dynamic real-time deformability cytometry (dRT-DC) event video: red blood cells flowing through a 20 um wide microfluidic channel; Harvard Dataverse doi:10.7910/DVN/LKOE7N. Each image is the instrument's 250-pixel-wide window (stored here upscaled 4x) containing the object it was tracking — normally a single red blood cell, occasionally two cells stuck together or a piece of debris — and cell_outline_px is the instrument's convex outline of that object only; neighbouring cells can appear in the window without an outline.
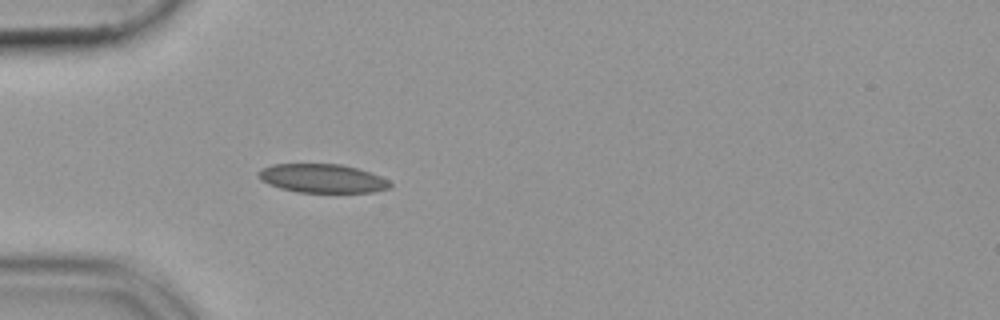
{"species": "common noctule bat (a hibernating species)", "species_latin": "Nyctalus noctula", "temperature_condition": "cold", "stored_images_in_passage": 53, "camera_frame_rate_fps": 3000, "um_per_image_px": 0.085, "animal": {"sex": "female", "body_mass_g": 19.9}, "frame": {"image": 1, "passage_image": 16, "time_ms": 5.0, "image_size_px": [1000, 320], "cell_outline_px": [[392, 188], [372, 192], [296, 192], [280, 188], [268, 184], [260, 180], [256, 176], [256, 172], [272, 164], [340, 164], [356, 168], [380, 176], [388, 180], [392, 184]], "centroid_in_image_um": [27.37, 15.17], "position_along_channel_um": 57.6, "area_um2": 22.08}}
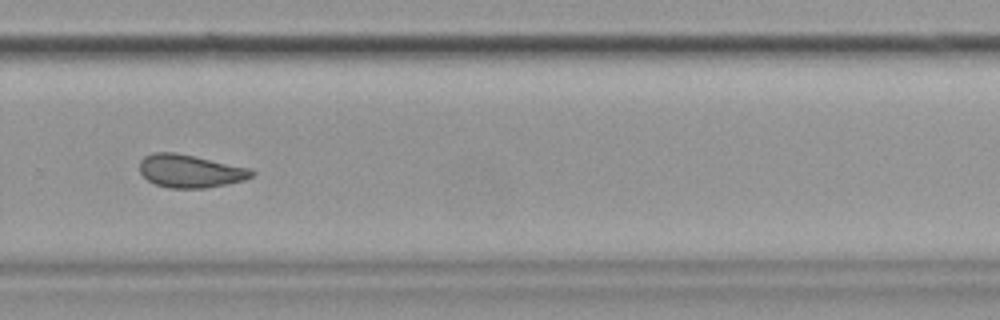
{"frame": {"image": 2, "passage_image": 37, "time_ms": 12.0, "image_size_px": [1000, 320], "cell_outline_px": [[256, 172], [252, 176], [244, 180], [228, 184], [208, 188], [168, 188], [156, 184], [148, 180], [140, 172], [140, 160], [144, 156], [152, 152], [176, 152], [248, 168]], "centroid_in_image_um": [16.14, 14.54], "position_along_channel_um": 313.7, "area_um2": 21.5}}
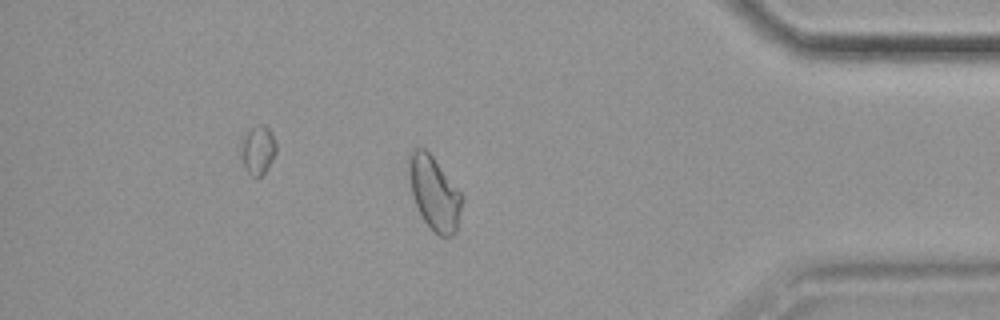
{"frame": {"image": 3, "passage_image": 46, "time_ms": 15.0, "image_size_px": [1000, 320], "cell_outline_px": [[464, 196], [456, 232], [452, 236], [440, 236], [424, 220], [412, 196], [408, 168], [408, 156], [412, 148], [424, 148], [432, 156]], "centroid_in_image_um": [36.92, 16.39], "position_along_channel_um": 398.3, "area_um2": 22.54}}